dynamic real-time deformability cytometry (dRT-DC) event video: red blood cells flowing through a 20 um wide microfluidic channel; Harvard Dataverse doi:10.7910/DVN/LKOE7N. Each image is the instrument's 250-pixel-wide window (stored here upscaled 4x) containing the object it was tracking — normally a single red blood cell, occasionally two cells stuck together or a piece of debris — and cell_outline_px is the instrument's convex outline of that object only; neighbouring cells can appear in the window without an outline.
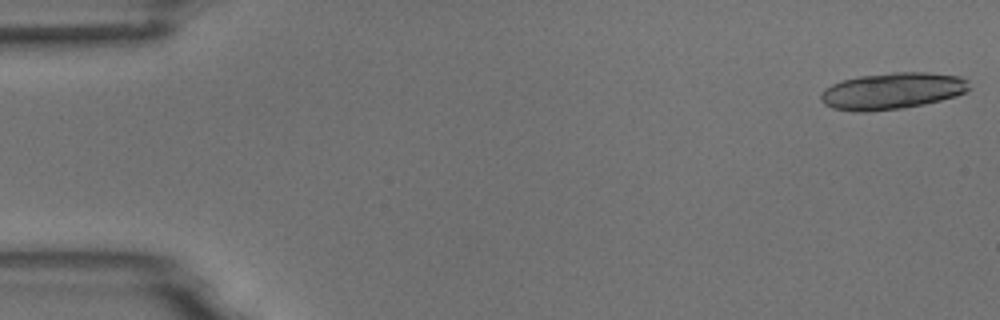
{"species": "common noctule bat (a hibernating species)", "species_latin": "Nyctalus noctula", "temperature_condition": "room temperature", "stored_images_in_passage": 18, "camera_frame_rate_fps": 3000, "um_per_image_px": 0.085, "animal": {"sex": "male", "body_mass_g": 18.8}, "frame": {"image": 1, "passage_image": 1, "time_ms": 0.0, "image_size_px": [1000, 320], "cell_outline_px": [[972, 88], [956, 96], [924, 104], [900, 108], [864, 112], [856, 112], [832, 108], [824, 104], [820, 100], [820, 96], [824, 88], [832, 84], [844, 80], [860, 76], [892, 72], [928, 72], [960, 76], [968, 80]], "centroid_in_image_um": [75.85, 7.72], "position_along_channel_um": 9.2, "area_um2": 31.73}}